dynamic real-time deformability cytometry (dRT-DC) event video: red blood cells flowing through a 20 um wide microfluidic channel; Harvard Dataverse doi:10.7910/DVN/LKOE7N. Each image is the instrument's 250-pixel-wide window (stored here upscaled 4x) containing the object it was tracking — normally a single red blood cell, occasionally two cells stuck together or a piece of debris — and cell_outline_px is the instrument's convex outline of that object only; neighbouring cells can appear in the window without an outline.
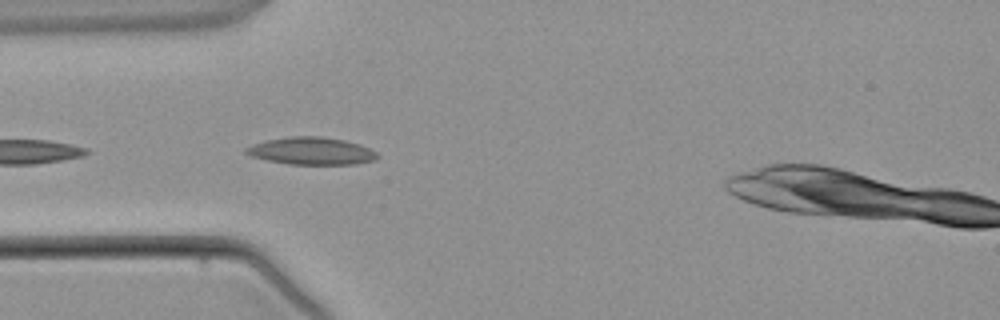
{"species": "common noctule bat (a hibernating species)", "species_latin": "Nyctalus noctula", "temperature_condition": "warm", "stored_images_in_passage": 2, "camera_frame_rate_fps": 3000, "um_per_image_px": 0.085, "animal": {"sex": "male", "body_mass_g": 21.5, "forearm_length_mm": 52.0}, "frame": {"image": 1, "passage_image": 1, "time_ms": 0.0, "image_size_px": [1000, 320], "cell_outline_px": [[380, 156], [376, 160], [356, 164], [288, 164], [268, 160], [252, 156], [244, 152], [244, 148], [252, 144], [264, 140], [288, 136], [320, 136], [344, 140], [360, 144], [376, 152]], "centroid_in_image_um": [26.46, 12.82], "position_along_channel_um": 58.5, "area_um2": 21.1}}